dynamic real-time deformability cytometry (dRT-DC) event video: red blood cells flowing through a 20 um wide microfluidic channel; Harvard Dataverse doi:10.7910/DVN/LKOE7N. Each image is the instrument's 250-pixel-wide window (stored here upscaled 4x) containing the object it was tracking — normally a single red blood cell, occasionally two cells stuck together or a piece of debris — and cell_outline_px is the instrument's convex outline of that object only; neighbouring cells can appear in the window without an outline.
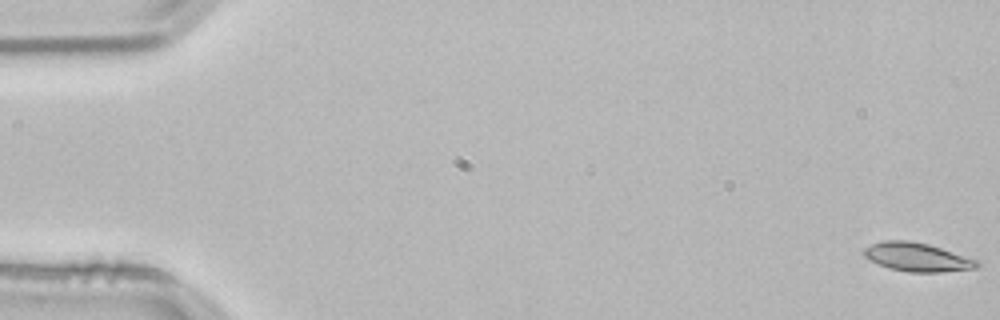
{"species": "common noctule bat (a hibernating species)", "species_latin": "Nyctalus noctula", "temperature_condition": "room temperature", "stored_images_in_passage": 55, "camera_frame_rate_fps": 3000, "um_per_image_px": 0.085, "animal": {"sex": "male", "body_mass_g": 21.5, "forearm_length_mm": 52.0}, "frame": {"image": 1, "passage_image": 1, "time_ms": 0.0, "image_size_px": [1000, 320], "cell_outline_px": [[980, 264], [976, 268], [940, 272], [908, 272], [888, 268], [864, 256], [864, 248], [872, 244], [884, 240], [908, 240], [928, 244], [980, 260]], "centroid_in_image_um": [77.99, 21.85], "position_along_channel_um": 7.0, "area_um2": 18.79}}
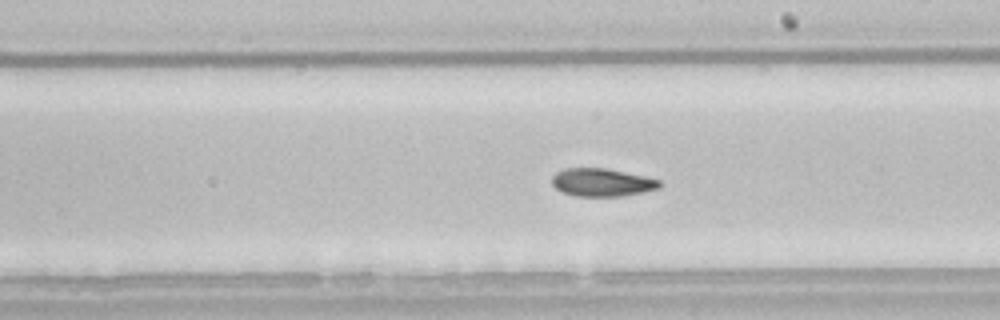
{"frame": {"image": 2, "passage_image": 31, "time_ms": 10.0, "image_size_px": [1000, 320], "cell_outline_px": [[660, 188], [644, 192], [624, 196], [576, 196], [564, 192], [556, 188], [552, 184], [552, 176], [556, 172], [564, 168], [604, 168], [644, 176], [660, 180]], "centroid_in_image_um": [51.16, 15.5], "position_along_channel_um": 237.8, "area_um2": 17.46}}
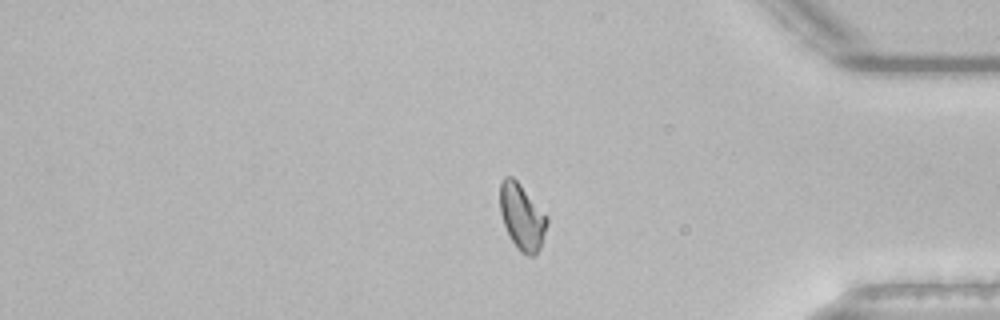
{"frame": {"image": 3, "passage_image": 45, "time_ms": 14.667, "image_size_px": [1000, 320], "cell_outline_px": [[548, 224], [540, 248], [532, 256], [528, 256], [520, 252], [512, 240], [504, 224], [500, 212], [500, 184], [504, 176], [512, 176], [520, 184], [548, 216]], "centroid_in_image_um": [44.38, 18.42], "position_along_channel_um": 390.8, "area_um2": 17.98}}